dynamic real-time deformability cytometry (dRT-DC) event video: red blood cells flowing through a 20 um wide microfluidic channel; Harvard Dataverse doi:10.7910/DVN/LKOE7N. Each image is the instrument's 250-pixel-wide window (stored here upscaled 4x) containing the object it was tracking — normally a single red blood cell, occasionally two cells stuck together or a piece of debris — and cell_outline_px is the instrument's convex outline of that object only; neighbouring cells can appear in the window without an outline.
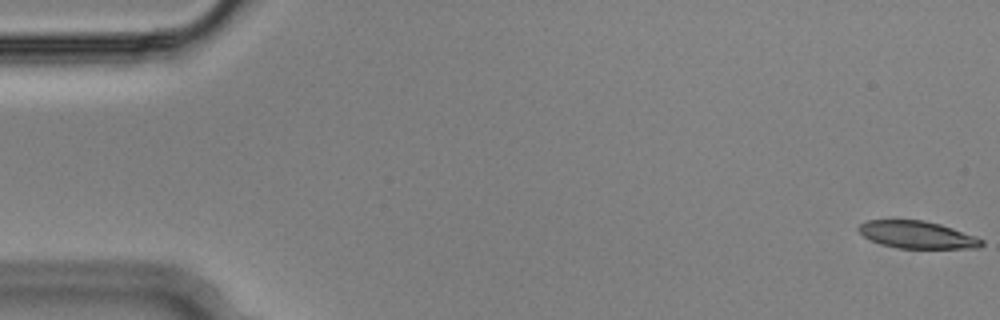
{"species": "Egyptian fruit bat (a non-hibernating species)", "species_latin": "Rousettus aegyptiacus", "temperature_condition": "cold", "stored_images_in_passage": 55, "camera_frame_rate_fps": 3000, "um_per_image_px": 0.085, "animal": {"sex": "male"}, "frame": {"image": 1, "passage_image": 1, "time_ms": 0.0, "image_size_px": [1000, 320], "cell_outline_px": [[984, 244], [980, 248], [896, 248], [880, 244], [864, 236], [856, 228], [864, 220], [924, 220], [940, 224], [976, 236], [984, 240]], "centroid_in_image_um": [77.97, 19.95], "position_along_channel_um": 7.0, "area_um2": 19.65}}
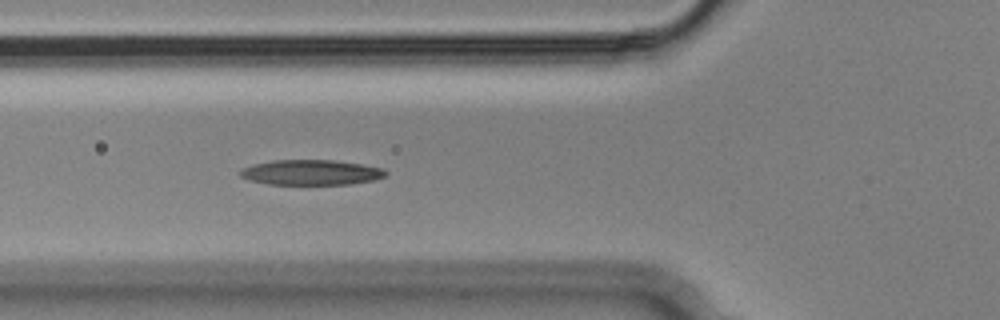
{"frame": {"image": 2, "passage_image": 20, "time_ms": 6.333, "image_size_px": [1000, 320], "cell_outline_px": [[388, 172], [384, 176], [376, 180], [348, 184], [268, 184], [248, 180], [240, 176], [240, 172], [244, 168], [252, 164], [272, 160], [332, 160], [360, 164], [384, 168]], "centroid_in_image_um": [26.45, 14.65], "position_along_channel_um": 99.4, "area_um2": 21.33}}
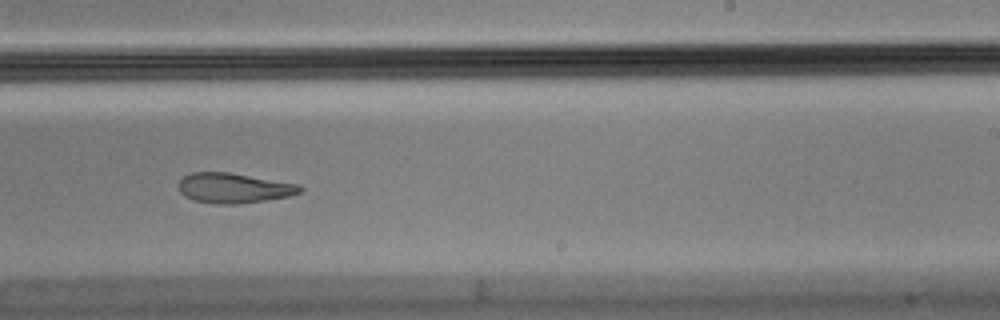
{"frame": {"image": 3, "passage_image": 34, "time_ms": 11.0, "image_size_px": [1000, 320], "cell_outline_px": [[304, 188], [300, 192], [288, 196], [264, 200], [236, 204], [216, 204], [196, 200], [184, 196], [180, 192], [176, 184], [184, 176], [192, 172], [228, 172], [300, 184]], "centroid_in_image_um": [19.85, 15.97], "position_along_channel_um": 269.2, "area_um2": 21.21}, "authors_computed_cell_mechanics": {"area_um2": 21.9062, "velocity_mm_per_s": 3.6389, "shape_relaxation_time_tau1_ms": null, "shape_relaxation_time_tau2_ms": 10.8354, "deformation_change_tau1": null, "deformation_change_tau2": 0.2302}}